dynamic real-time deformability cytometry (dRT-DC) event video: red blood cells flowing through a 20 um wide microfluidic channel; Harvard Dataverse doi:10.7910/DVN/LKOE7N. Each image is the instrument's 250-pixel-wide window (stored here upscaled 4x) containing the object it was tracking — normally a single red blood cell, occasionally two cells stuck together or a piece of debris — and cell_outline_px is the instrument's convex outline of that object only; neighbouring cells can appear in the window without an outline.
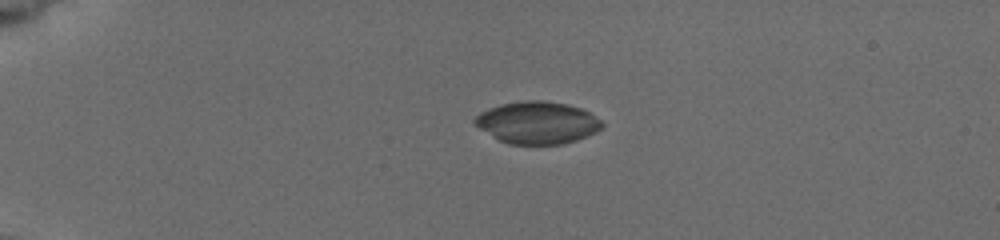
{"species": "common noctule bat (a hibernating species)", "species_latin": "Nyctalus noctula", "temperature_condition": "cold", "stored_images_in_passage": 3, "camera_frame_rate_fps": 3000, "um_per_image_px": 0.085, "animal": {"sex": "female", "body_mass_g": 19.5, "forearm_length_mm": 54.1}, "frame": {"image": 1, "passage_image": 1, "time_ms": 0.0, "image_size_px": [1000, 240], "cell_outline_px": [[604, 124], [600, 128], [576, 140], [560, 144], [508, 144], [500, 140], [480, 128], [472, 120], [480, 112], [488, 108], [500, 104], [524, 100], [544, 100], [568, 104], [580, 108], [588, 112], [600, 120]], "centroid_in_image_um": [45.64, 10.41], "position_along_channel_um": 39.4, "area_um2": 30.92}}